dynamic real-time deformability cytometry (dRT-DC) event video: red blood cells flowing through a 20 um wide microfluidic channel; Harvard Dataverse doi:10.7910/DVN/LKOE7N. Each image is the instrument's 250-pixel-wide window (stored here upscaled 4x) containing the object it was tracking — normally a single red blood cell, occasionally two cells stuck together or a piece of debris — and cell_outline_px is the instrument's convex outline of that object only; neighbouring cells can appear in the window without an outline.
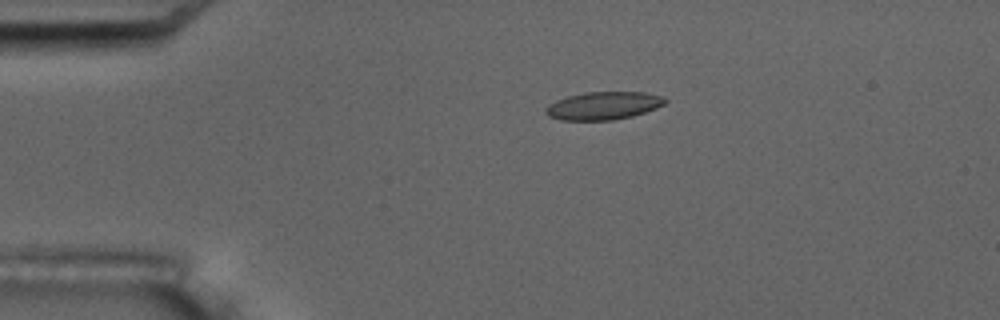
{"species": "common noctule bat (a hibernating species)", "species_latin": "Nyctalus noctula", "temperature_condition": "room temperature", "stored_images_in_passage": 7, "camera_frame_rate_fps": 3000, "um_per_image_px": 0.085, "animal": {"sex": "male", "body_mass_g": 17.5, "forearm_length_mm": 52.3}, "frame": {"image": 1, "passage_image": 4, "time_ms": 3.667, "image_size_px": [1000, 320], "cell_outline_px": [[668, 100], [664, 104], [656, 108], [632, 116], [612, 120], [560, 120], [548, 116], [544, 112], [548, 104], [556, 100], [568, 96], [584, 92], [644, 92], [664, 96]], "centroid_in_image_um": [51.28, 8.98], "position_along_channel_um": 33.7, "area_um2": 19.48}}